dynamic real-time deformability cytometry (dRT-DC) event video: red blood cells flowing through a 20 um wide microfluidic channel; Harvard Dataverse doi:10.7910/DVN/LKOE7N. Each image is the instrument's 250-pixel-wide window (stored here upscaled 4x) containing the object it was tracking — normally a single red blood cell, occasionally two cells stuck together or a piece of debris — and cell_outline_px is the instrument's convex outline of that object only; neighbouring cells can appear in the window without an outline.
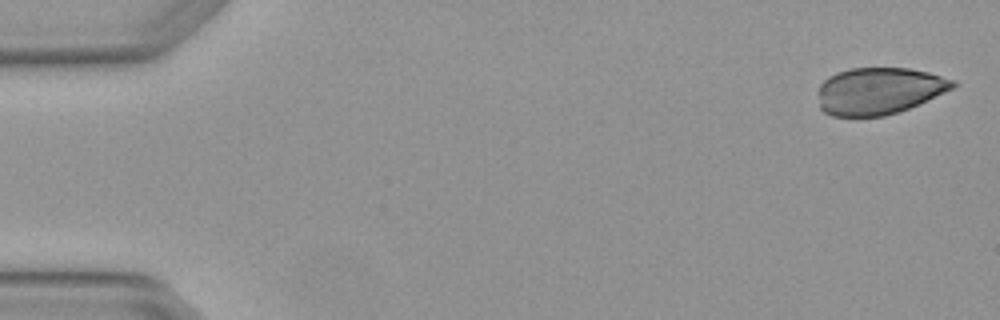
{"species": "Egyptian fruit bat (a non-hibernating species)", "species_latin": "Rousettus aegyptiacus", "temperature_condition": "warm", "stored_images_in_passage": 4, "camera_frame_rate_fps": 3000, "um_per_image_px": 0.085, "animal": {"sex": "female"}, "frame": {"image": 1, "passage_image": 1, "time_ms": 0.0, "image_size_px": [1000, 320], "cell_outline_px": [[960, 84], [944, 92], [908, 108], [884, 116], [832, 116], [824, 112], [820, 108], [816, 92], [820, 84], [828, 76], [836, 72], [852, 68], [908, 68], [928, 72], [956, 80]], "centroid_in_image_um": [74.67, 7.71], "position_along_channel_um": 10.3, "area_um2": 36.93}}